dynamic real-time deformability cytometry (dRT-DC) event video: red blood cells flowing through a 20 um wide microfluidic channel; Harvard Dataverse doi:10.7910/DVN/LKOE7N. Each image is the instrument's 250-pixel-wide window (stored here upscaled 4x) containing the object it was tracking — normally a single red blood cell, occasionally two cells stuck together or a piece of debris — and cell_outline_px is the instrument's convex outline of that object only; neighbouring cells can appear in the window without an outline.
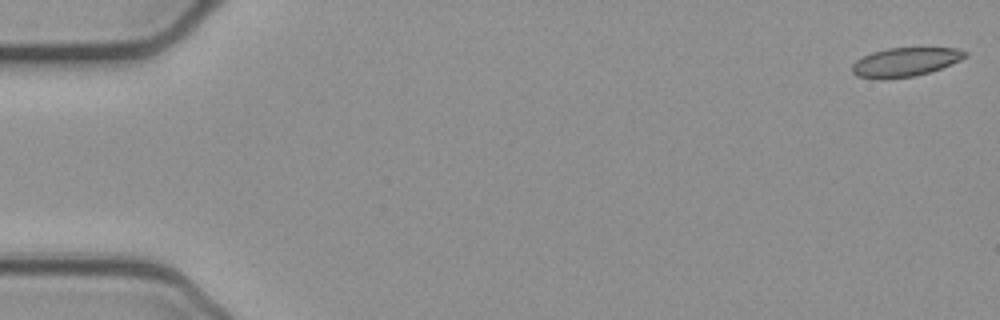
{"species": "common noctule bat (a hibernating species)", "species_latin": "Nyctalus noctula", "temperature_condition": "cold", "stored_images_in_passage": 13, "camera_frame_rate_fps": 3000, "um_per_image_px": 0.085, "animal": {"sex": "female", "body_mass_g": 21.9}, "frame": {"image": 1, "passage_image": 1, "time_ms": 0.0, "image_size_px": [1000, 320], "cell_outline_px": [[968, 56], [960, 60], [940, 68], [916, 76], [884, 80], [880, 80], [856, 76], [852, 72], [852, 64], [856, 60], [872, 52], [888, 48], [956, 48], [968, 52]], "centroid_in_image_um": [76.91, 5.29], "position_along_channel_um": 8.1, "area_um2": 19.13}}